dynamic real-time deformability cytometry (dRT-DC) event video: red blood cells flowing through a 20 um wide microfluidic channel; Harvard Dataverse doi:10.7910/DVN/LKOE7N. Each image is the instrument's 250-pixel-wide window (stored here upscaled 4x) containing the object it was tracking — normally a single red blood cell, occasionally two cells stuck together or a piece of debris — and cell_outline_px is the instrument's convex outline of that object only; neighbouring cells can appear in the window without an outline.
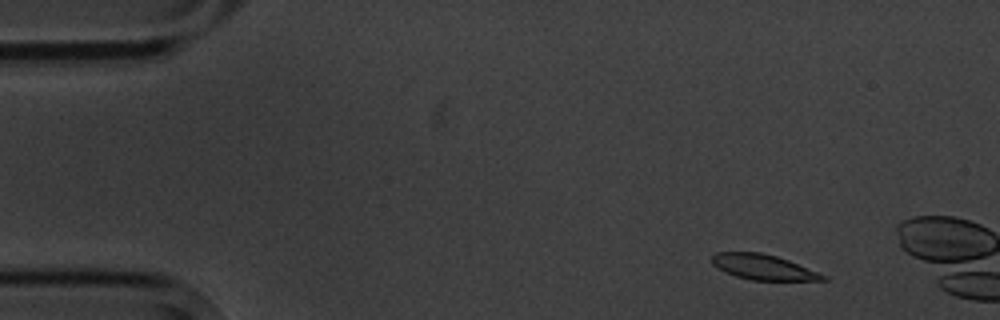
{"species": "common noctule bat (a hibernating species)", "species_latin": "Nyctalus noctula", "temperature_condition": "cold", "stored_images_in_passage": 5, "camera_frame_rate_fps": 3000, "um_per_image_px": 0.085, "animal": {"sex": "male", "body_mass_g": 20.1, "forearm_length_mm": 53.5}, "frame": {"image": 1, "passage_image": 2, "time_ms": 1.333, "image_size_px": [1000, 320], "cell_outline_px": [[828, 280], [752, 280], [736, 276], [724, 272], [712, 264], [712, 256], [716, 252], [760, 252], [776, 256], [788, 260], [828, 276]], "centroid_in_image_um": [64.86, 22.7], "position_along_channel_um": 20.1, "area_um2": 16.24}}